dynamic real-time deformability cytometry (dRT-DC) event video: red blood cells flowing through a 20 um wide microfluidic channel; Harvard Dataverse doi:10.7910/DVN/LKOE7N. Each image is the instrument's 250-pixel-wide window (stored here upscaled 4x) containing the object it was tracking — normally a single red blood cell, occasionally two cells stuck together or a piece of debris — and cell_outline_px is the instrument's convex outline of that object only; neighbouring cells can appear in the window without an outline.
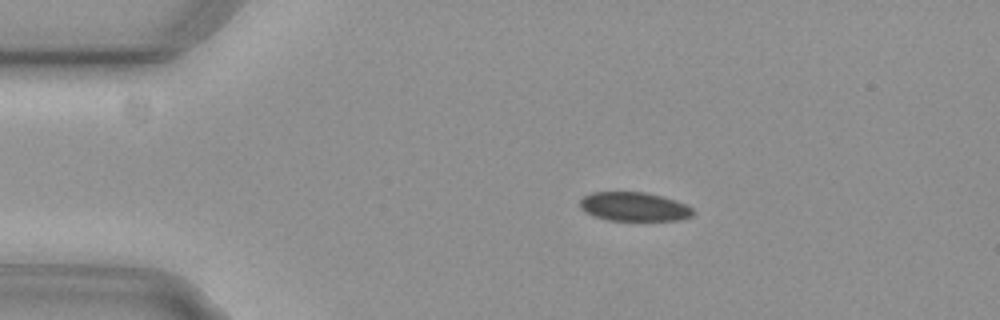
{"species": "common noctule bat (a hibernating species)", "species_latin": "Nyctalus noctula", "temperature_condition": "cold", "stored_images_in_passage": 7, "camera_frame_rate_fps": 3000, "um_per_image_px": 0.085, "animal": {"sex": "female", "body_mass_g": 29.2, "forearm_length_mm": 56.3}, "frame": {"image": 1, "passage_image": 2, "time_ms": 0.333, "image_size_px": [1000, 320], "cell_outline_px": [[692, 216], [680, 220], [608, 220], [592, 216], [584, 212], [580, 208], [580, 200], [584, 196], [592, 192], [644, 192], [660, 196], [684, 204], [692, 208]], "centroid_in_image_um": [53.83, 17.57], "position_along_channel_um": 31.2, "area_um2": 18.9}}
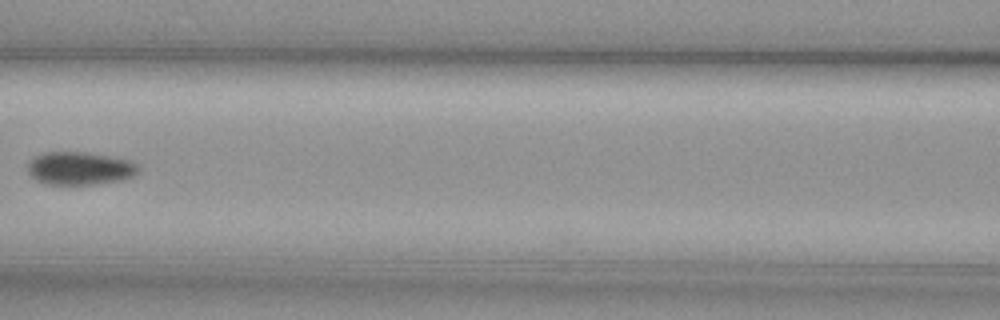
{"frame": {"image": 2, "passage_image": 6, "time_ms": 1.667, "image_size_px": [1000, 320], "cell_outline_px": [[140, 172], [136, 176], [124, 180], [96, 184], [48, 184], [36, 180], [28, 172], [28, 164], [36, 156], [44, 152], [84, 152], [132, 160], [140, 168]], "centroid_in_image_um": [6.86, 14.31], "position_along_channel_um": 159.7, "area_um2": 21.39}}